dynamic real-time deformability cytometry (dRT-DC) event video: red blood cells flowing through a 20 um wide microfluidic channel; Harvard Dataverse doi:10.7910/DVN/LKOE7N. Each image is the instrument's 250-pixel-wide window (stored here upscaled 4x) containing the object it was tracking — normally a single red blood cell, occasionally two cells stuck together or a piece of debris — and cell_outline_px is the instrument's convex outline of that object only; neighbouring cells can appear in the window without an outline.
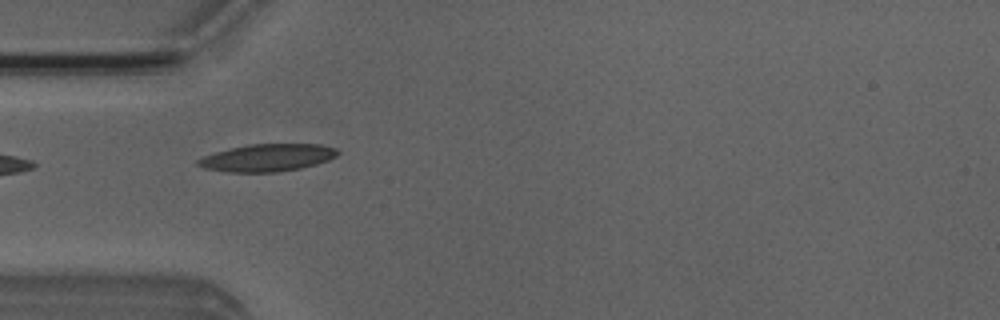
{"species": "Egyptian fruit bat (a non-hibernating species)", "species_latin": "Rousettus aegyptiacus", "temperature_condition": "room temperature", "stored_images_in_passage": 4, "camera_frame_rate_fps": 3000, "um_per_image_px": 0.085, "animal": {"sex": "male"}, "frame": {"image": 1, "passage_image": 1, "time_ms": 0.0, "image_size_px": [1000, 320], "cell_outline_px": [[340, 152], [336, 156], [328, 160], [316, 164], [300, 168], [276, 172], [228, 172], [204, 168], [196, 164], [196, 160], [204, 156], [216, 152], [248, 144], [320, 144], [336, 148]], "centroid_in_image_um": [22.74, 13.4], "position_along_channel_um": 62.3, "area_um2": 22.2}}
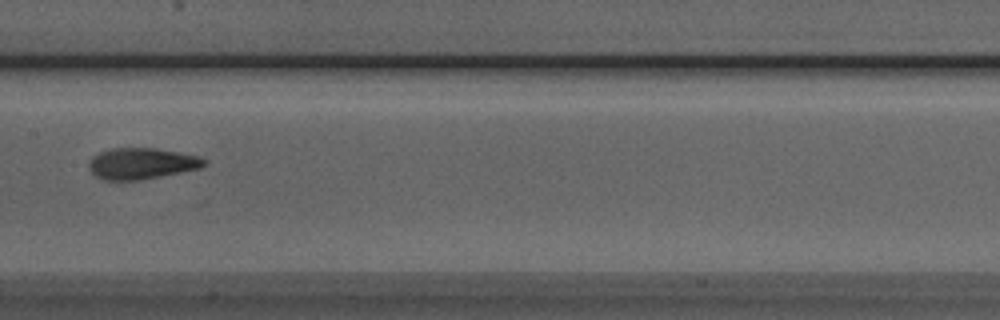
{"frame": {"image": 2, "passage_image": 4, "time_ms": 3.333, "image_size_px": [1000, 320], "cell_outline_px": [[208, 164], [200, 168], [140, 180], [104, 180], [96, 176], [88, 168], [88, 164], [92, 156], [100, 152], [112, 148], [156, 148], [200, 156], [208, 160]], "centroid_in_image_um": [12.05, 13.89], "position_along_channel_um": 195.3, "area_um2": 21.04}}